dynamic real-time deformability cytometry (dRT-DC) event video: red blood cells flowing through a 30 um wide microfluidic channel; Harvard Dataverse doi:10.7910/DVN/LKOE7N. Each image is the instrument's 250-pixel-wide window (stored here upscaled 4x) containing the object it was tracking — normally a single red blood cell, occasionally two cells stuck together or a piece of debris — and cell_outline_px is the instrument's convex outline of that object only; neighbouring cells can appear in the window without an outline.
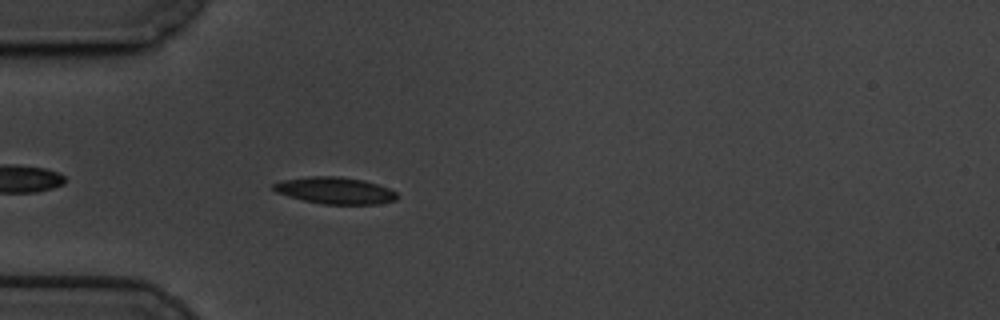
{"species": "common noctule bat (a hibernating species)", "species_latin": "Nyctalus noctula", "temperature_condition": "cold", "stored_images_in_passage": 43, "camera_frame_rate_fps": 3000, "um_per_image_px": 0.085, "animal": {"sex": "male", "body_mass_g": 19.5, "forearm_length_mm": 54.6}, "frame": {"image": 1, "passage_image": 5, "time_ms": 1.333, "image_size_px": [1000, 320], "cell_outline_px": [[400, 196], [396, 200], [376, 204], [324, 204], [304, 200], [288, 196], [276, 192], [272, 188], [272, 184], [280, 180], [308, 176], [340, 176], [364, 180], [388, 188], [396, 192]], "centroid_in_image_um": [28.47, 16.18], "position_along_channel_um": 56.5, "area_um2": 19.36}}
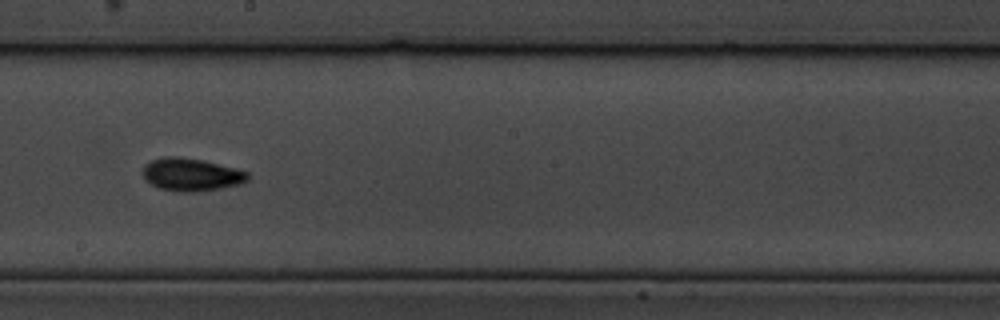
{"frame": {"image": 2, "passage_image": 21, "time_ms": 6.667, "image_size_px": [1000, 320], "cell_outline_px": [[248, 180], [240, 184], [220, 188], [196, 192], [180, 192], [160, 188], [144, 180], [144, 164], [152, 160], [164, 156], [180, 156], [204, 160], [236, 168], [248, 172]], "centroid_in_image_um": [16.26, 14.83], "position_along_channel_um": 231.9, "area_um2": 20.11}}
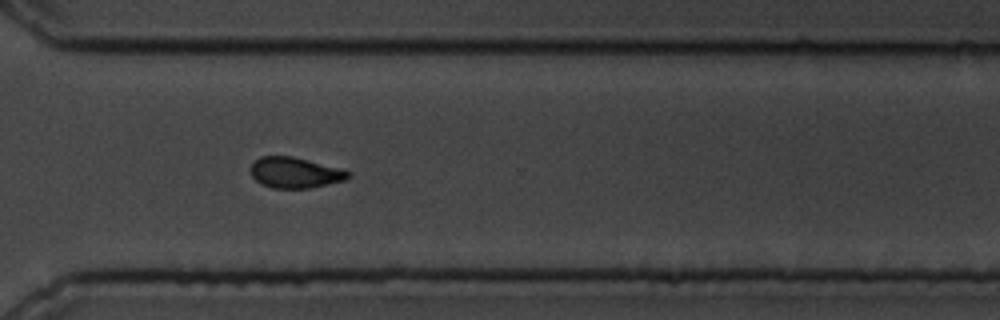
{"frame": {"image": 3, "passage_image": 31, "time_ms": 10.0, "image_size_px": [1000, 320], "cell_outline_px": [[352, 176], [344, 180], [308, 188], [272, 188], [256, 180], [252, 176], [248, 168], [260, 156], [292, 156], [344, 168], [352, 172]], "centroid_in_image_um": [25.11, 14.66], "position_along_channel_um": 345.5, "area_um2": 17.63}, "authors_computed_cell_mechanics": {"area_um2": 18.496, "velocity_mm_per_s": 3.4113, "shape_relaxation_time_tau1_ms": 2.507, "shape_relaxation_time_tau2_ms": 4.3888, "deformation_change_tau1": 0.1185, "deformation_change_tau2": 0.0821}}